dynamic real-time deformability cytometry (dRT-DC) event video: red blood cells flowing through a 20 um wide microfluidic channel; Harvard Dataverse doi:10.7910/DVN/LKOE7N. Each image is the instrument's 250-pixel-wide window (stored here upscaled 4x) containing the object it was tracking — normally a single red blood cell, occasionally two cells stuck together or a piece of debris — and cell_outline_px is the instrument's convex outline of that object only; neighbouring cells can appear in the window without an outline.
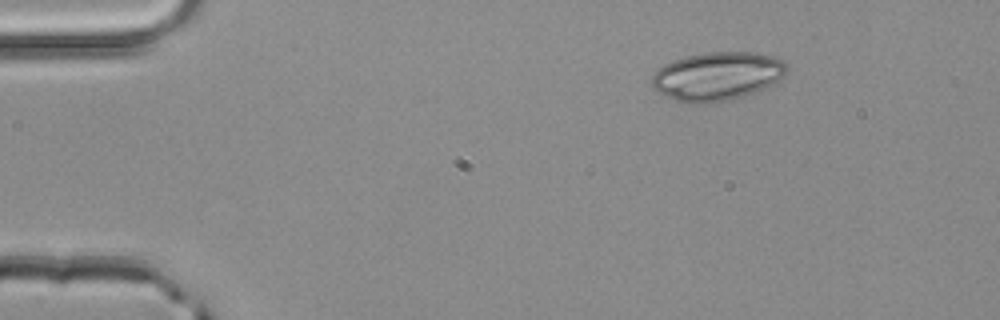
{"species": "common noctule bat (a hibernating species)", "species_latin": "Nyctalus noctula", "temperature_condition": "room temperature", "stored_images_in_passage": 2, "camera_frame_rate_fps": 3000, "um_per_image_px": 0.085, "animal": {"sex": "male", "body_mass_g": 20.4}, "frame": {"image": 1, "passage_image": 1, "time_ms": 0.0, "image_size_px": [1000, 320], "cell_outline_px": [[788, 72], [784, 76], [772, 84], [764, 88], [744, 96], [728, 100], [704, 104], [688, 104], [676, 100], [652, 88], [652, 76], [664, 64], [672, 60], [684, 56], [704, 52], [756, 52], [772, 56], [784, 60], [788, 64]], "centroid_in_image_um": [60.99, 6.47], "position_along_channel_um": 24.0, "area_um2": 38.44}}